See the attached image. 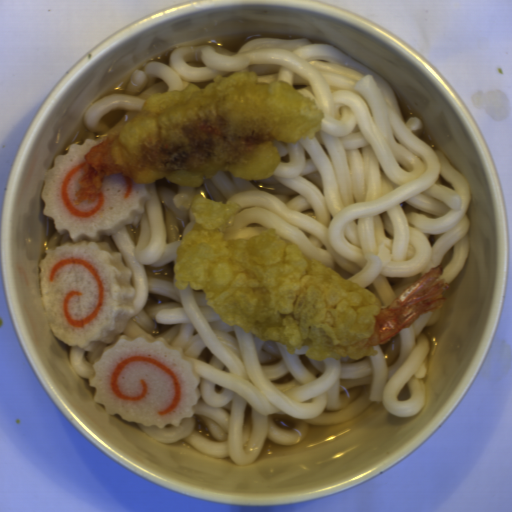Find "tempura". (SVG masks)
Returning a JSON list of instances; mask_svg holds the SVG:
<instances>
[{"mask_svg": "<svg viewBox=\"0 0 512 512\" xmlns=\"http://www.w3.org/2000/svg\"><path fill=\"white\" fill-rule=\"evenodd\" d=\"M189 224L175 250L176 289L188 283L229 326L265 341H279L293 354L322 362L377 353L423 313L443 307L450 283L432 267L385 307L381 298L350 282L325 263L283 239L274 228L226 239L241 206L206 199L182 202Z\"/></svg>", "mask_w": 512, "mask_h": 512, "instance_id": "8679c707", "label": "tempura"}, {"mask_svg": "<svg viewBox=\"0 0 512 512\" xmlns=\"http://www.w3.org/2000/svg\"><path fill=\"white\" fill-rule=\"evenodd\" d=\"M324 118L316 102L291 84L260 82L255 71L219 75L204 88L190 83L157 92L85 154L78 202L93 201L111 174L147 185L166 178L188 188L222 171L264 180L281 160L273 141L314 139Z\"/></svg>", "mask_w": 512, "mask_h": 512, "instance_id": "d4f62c59", "label": "tempura"}]
</instances>
